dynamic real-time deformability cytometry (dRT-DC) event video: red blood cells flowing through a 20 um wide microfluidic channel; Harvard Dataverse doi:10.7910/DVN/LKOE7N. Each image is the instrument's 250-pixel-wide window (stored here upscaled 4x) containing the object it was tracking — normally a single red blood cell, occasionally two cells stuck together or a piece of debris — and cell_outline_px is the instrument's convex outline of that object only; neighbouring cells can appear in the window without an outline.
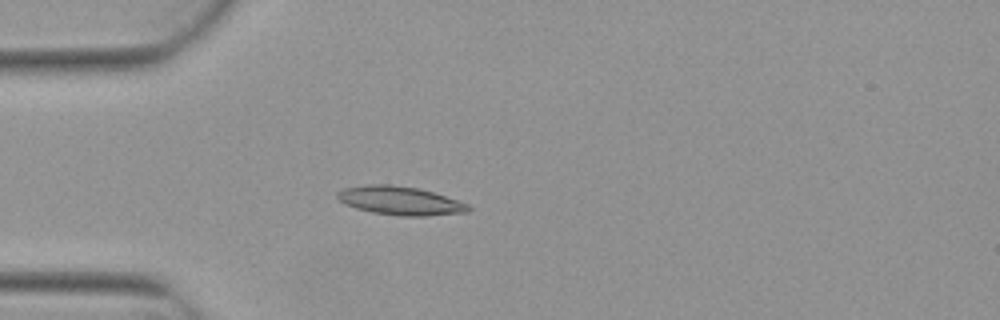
{"species": "Egyptian fruit bat (a non-hibernating species)", "species_latin": "Rousettus aegyptiacus", "temperature_condition": "warm", "stored_images_in_passage": 5, "camera_frame_rate_fps": 3000, "um_per_image_px": 0.085, "animal": {"sex": "female"}, "frame": {"image": 1, "passage_image": 4, "time_ms": 1.0, "image_size_px": [1000, 320], "cell_outline_px": [[472, 208], [468, 212], [424, 216], [400, 216], [372, 212], [356, 208], [344, 204], [336, 196], [336, 192], [344, 188], [368, 184], [392, 184], [420, 188], [468, 204]], "centroid_in_image_um": [33.98, 17.05], "position_along_channel_um": 51.0, "area_um2": 21.85}}